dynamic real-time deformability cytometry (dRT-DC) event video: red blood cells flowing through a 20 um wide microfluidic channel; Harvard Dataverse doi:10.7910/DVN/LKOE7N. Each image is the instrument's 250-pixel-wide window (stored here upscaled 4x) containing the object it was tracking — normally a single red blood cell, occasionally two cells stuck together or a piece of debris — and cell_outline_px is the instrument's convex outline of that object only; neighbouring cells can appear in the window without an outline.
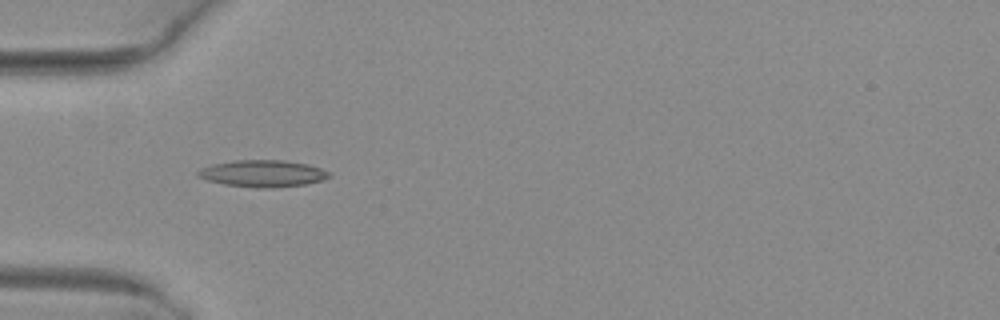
{"species": "common noctule bat (a hibernating species)", "species_latin": "Nyctalus noctula", "temperature_condition": "warm", "stored_images_in_passage": 8, "camera_frame_rate_fps": 3000, "um_per_image_px": 0.085, "animal": {"sex": "female", "body_mass_g": 29.2, "forearm_length_mm": 56.3}, "frame": {"image": 1, "passage_image": 5, "time_ms": 1.333, "image_size_px": [1000, 320], "cell_outline_px": [[332, 176], [320, 180], [304, 184], [272, 188], [256, 188], [224, 184], [208, 180], [196, 176], [196, 172], [200, 168], [212, 164], [236, 160], [284, 160], [308, 164], [320, 168], [328, 172]], "centroid_in_image_um": [22.29, 14.74], "position_along_channel_um": 62.7, "area_um2": 20.46}}
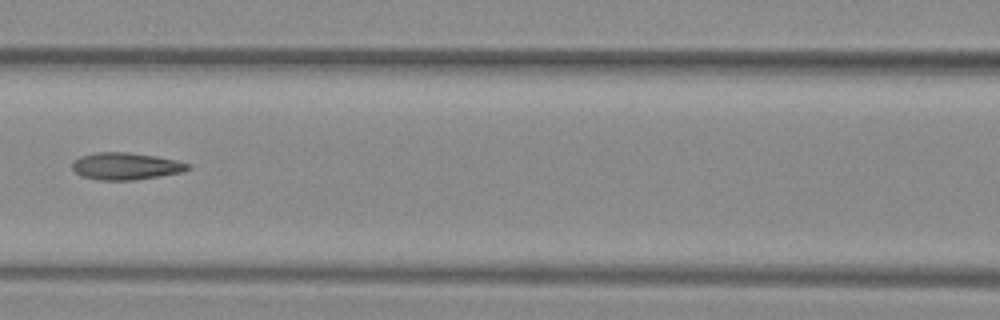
{"frame": {"image": 2, "passage_image": 7, "time_ms": 2.0, "image_size_px": [1000, 320], "cell_outline_px": [[192, 168], [180, 172], [132, 180], [100, 180], [84, 176], [76, 172], [72, 168], [72, 160], [80, 156], [96, 152], [128, 152], [156, 156], [176, 160], [188, 164]], "centroid_in_image_um": [10.65, 14.11], "position_along_channel_um": 155.9, "area_um2": 18.03}}
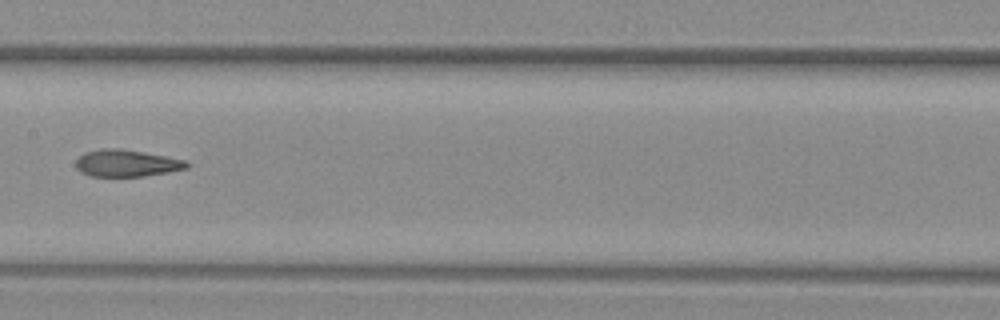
{"frame": {"image": 3, "passage_image": 8, "time_ms": 2.333, "image_size_px": [1000, 320], "cell_outline_px": [[192, 164], [188, 168], [168, 172], [144, 176], [92, 176], [80, 172], [76, 168], [76, 160], [84, 152], [100, 148], [116, 148], [144, 152], [188, 160]], "centroid_in_image_um": [10.79, 13.86], "position_along_channel_um": 196.6, "area_um2": 17.57}}